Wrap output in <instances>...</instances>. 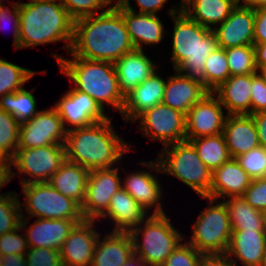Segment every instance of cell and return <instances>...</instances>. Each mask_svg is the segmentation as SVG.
<instances>
[{"label":"cell","instance_id":"1","mask_svg":"<svg viewBox=\"0 0 266 266\" xmlns=\"http://www.w3.org/2000/svg\"><path fill=\"white\" fill-rule=\"evenodd\" d=\"M134 50L123 17L113 5L105 12L74 21L70 53L75 57L114 63Z\"/></svg>","mask_w":266,"mask_h":266},{"label":"cell","instance_id":"2","mask_svg":"<svg viewBox=\"0 0 266 266\" xmlns=\"http://www.w3.org/2000/svg\"><path fill=\"white\" fill-rule=\"evenodd\" d=\"M168 10L174 22L173 33H170L173 69L206 88L205 61L218 47L216 36L212 30L191 20L179 4Z\"/></svg>","mask_w":266,"mask_h":266},{"label":"cell","instance_id":"3","mask_svg":"<svg viewBox=\"0 0 266 266\" xmlns=\"http://www.w3.org/2000/svg\"><path fill=\"white\" fill-rule=\"evenodd\" d=\"M111 120L109 117L91 126L67 131L66 160L89 171L117 166L131 145L116 134Z\"/></svg>","mask_w":266,"mask_h":266},{"label":"cell","instance_id":"4","mask_svg":"<svg viewBox=\"0 0 266 266\" xmlns=\"http://www.w3.org/2000/svg\"><path fill=\"white\" fill-rule=\"evenodd\" d=\"M19 50L65 41L63 49L70 52L74 20L59 1L30 0L19 6Z\"/></svg>","mask_w":266,"mask_h":266},{"label":"cell","instance_id":"5","mask_svg":"<svg viewBox=\"0 0 266 266\" xmlns=\"http://www.w3.org/2000/svg\"><path fill=\"white\" fill-rule=\"evenodd\" d=\"M69 54L72 59H66L57 53L52 56L54 55L62 75H66L75 84L73 88L89 95L104 111L108 104L121 113L125 97L119 90L114 64Z\"/></svg>","mask_w":266,"mask_h":266},{"label":"cell","instance_id":"6","mask_svg":"<svg viewBox=\"0 0 266 266\" xmlns=\"http://www.w3.org/2000/svg\"><path fill=\"white\" fill-rule=\"evenodd\" d=\"M158 156L155 161H141L139 164L156 173L178 178L200 197L209 194L212 171L203 163L189 141L184 140L163 147Z\"/></svg>","mask_w":266,"mask_h":266},{"label":"cell","instance_id":"7","mask_svg":"<svg viewBox=\"0 0 266 266\" xmlns=\"http://www.w3.org/2000/svg\"><path fill=\"white\" fill-rule=\"evenodd\" d=\"M129 234L132 239L134 254L151 266H162L164 261L184 240L182 232H178L173 227L166 214L149 213ZM140 234L143 240L140 239Z\"/></svg>","mask_w":266,"mask_h":266},{"label":"cell","instance_id":"8","mask_svg":"<svg viewBox=\"0 0 266 266\" xmlns=\"http://www.w3.org/2000/svg\"><path fill=\"white\" fill-rule=\"evenodd\" d=\"M201 198L209 206L198 215L188 243L202 254L226 253L232 234L228 210L222 200Z\"/></svg>","mask_w":266,"mask_h":266},{"label":"cell","instance_id":"9","mask_svg":"<svg viewBox=\"0 0 266 266\" xmlns=\"http://www.w3.org/2000/svg\"><path fill=\"white\" fill-rule=\"evenodd\" d=\"M24 202H20L28 216L22 218H46L84 220L81 206L73 199L55 190L48 182L22 184Z\"/></svg>","mask_w":266,"mask_h":266},{"label":"cell","instance_id":"10","mask_svg":"<svg viewBox=\"0 0 266 266\" xmlns=\"http://www.w3.org/2000/svg\"><path fill=\"white\" fill-rule=\"evenodd\" d=\"M65 145L54 144L38 148H18L9 161L17 171H11V178L17 173L27 176L21 178L20 184L48 182L65 161ZM31 178V179H30Z\"/></svg>","mask_w":266,"mask_h":266},{"label":"cell","instance_id":"11","mask_svg":"<svg viewBox=\"0 0 266 266\" xmlns=\"http://www.w3.org/2000/svg\"><path fill=\"white\" fill-rule=\"evenodd\" d=\"M143 137L160 141L163 147L186 140V114L164 104H158L139 115Z\"/></svg>","mask_w":266,"mask_h":266},{"label":"cell","instance_id":"12","mask_svg":"<svg viewBox=\"0 0 266 266\" xmlns=\"http://www.w3.org/2000/svg\"><path fill=\"white\" fill-rule=\"evenodd\" d=\"M67 131L57 109L39 110L27 121L20 123L18 148H38L54 144H65Z\"/></svg>","mask_w":266,"mask_h":266},{"label":"cell","instance_id":"13","mask_svg":"<svg viewBox=\"0 0 266 266\" xmlns=\"http://www.w3.org/2000/svg\"><path fill=\"white\" fill-rule=\"evenodd\" d=\"M121 188L119 166L90 171L85 199L81 205L83 218L97 220L107 210L111 197Z\"/></svg>","mask_w":266,"mask_h":266},{"label":"cell","instance_id":"14","mask_svg":"<svg viewBox=\"0 0 266 266\" xmlns=\"http://www.w3.org/2000/svg\"><path fill=\"white\" fill-rule=\"evenodd\" d=\"M66 131L91 126L109 118L101 106L89 95L75 88L66 91L55 103ZM71 125V127L67 128Z\"/></svg>","mask_w":266,"mask_h":266},{"label":"cell","instance_id":"15","mask_svg":"<svg viewBox=\"0 0 266 266\" xmlns=\"http://www.w3.org/2000/svg\"><path fill=\"white\" fill-rule=\"evenodd\" d=\"M213 92H208L186 114V140L217 135L223 132L228 114Z\"/></svg>","mask_w":266,"mask_h":266},{"label":"cell","instance_id":"16","mask_svg":"<svg viewBox=\"0 0 266 266\" xmlns=\"http://www.w3.org/2000/svg\"><path fill=\"white\" fill-rule=\"evenodd\" d=\"M113 6L121 13L135 49L144 50V45H156L162 41L165 30L157 15L137 13L130 0H120Z\"/></svg>","mask_w":266,"mask_h":266},{"label":"cell","instance_id":"17","mask_svg":"<svg viewBox=\"0 0 266 266\" xmlns=\"http://www.w3.org/2000/svg\"><path fill=\"white\" fill-rule=\"evenodd\" d=\"M255 10L239 4L220 25L213 28L219 48L254 45Z\"/></svg>","mask_w":266,"mask_h":266},{"label":"cell","instance_id":"18","mask_svg":"<svg viewBox=\"0 0 266 266\" xmlns=\"http://www.w3.org/2000/svg\"><path fill=\"white\" fill-rule=\"evenodd\" d=\"M95 220L84 219L77 223L63 242L59 251L66 266H91L99 233L94 229Z\"/></svg>","mask_w":266,"mask_h":266},{"label":"cell","instance_id":"19","mask_svg":"<svg viewBox=\"0 0 266 266\" xmlns=\"http://www.w3.org/2000/svg\"><path fill=\"white\" fill-rule=\"evenodd\" d=\"M29 218H21L20 226L25 229L28 247H47L60 251L63 242L74 226L83 220L46 219L37 220L28 226Z\"/></svg>","mask_w":266,"mask_h":266},{"label":"cell","instance_id":"20","mask_svg":"<svg viewBox=\"0 0 266 266\" xmlns=\"http://www.w3.org/2000/svg\"><path fill=\"white\" fill-rule=\"evenodd\" d=\"M166 79L157 70L125 96V103L121 116L127 123L134 122L143 112L161 104L163 100Z\"/></svg>","mask_w":266,"mask_h":266},{"label":"cell","instance_id":"21","mask_svg":"<svg viewBox=\"0 0 266 266\" xmlns=\"http://www.w3.org/2000/svg\"><path fill=\"white\" fill-rule=\"evenodd\" d=\"M252 178L240 166L236 158L222 164L212 171L209 194L206 197L223 200L243 196Z\"/></svg>","mask_w":266,"mask_h":266},{"label":"cell","instance_id":"22","mask_svg":"<svg viewBox=\"0 0 266 266\" xmlns=\"http://www.w3.org/2000/svg\"><path fill=\"white\" fill-rule=\"evenodd\" d=\"M113 64L118 78L119 90L124 97L157 70V63L155 64L144 53V50L137 49L124 54Z\"/></svg>","mask_w":266,"mask_h":266},{"label":"cell","instance_id":"23","mask_svg":"<svg viewBox=\"0 0 266 266\" xmlns=\"http://www.w3.org/2000/svg\"><path fill=\"white\" fill-rule=\"evenodd\" d=\"M125 180L122 181V188L130 194L133 199L148 210L154 208L151 214H166L162 208V185L160 180L150 171L140 170L134 173H128Z\"/></svg>","mask_w":266,"mask_h":266},{"label":"cell","instance_id":"24","mask_svg":"<svg viewBox=\"0 0 266 266\" xmlns=\"http://www.w3.org/2000/svg\"><path fill=\"white\" fill-rule=\"evenodd\" d=\"M222 134L231 158L260 145L256 125L249 114L227 115Z\"/></svg>","mask_w":266,"mask_h":266},{"label":"cell","instance_id":"25","mask_svg":"<svg viewBox=\"0 0 266 266\" xmlns=\"http://www.w3.org/2000/svg\"><path fill=\"white\" fill-rule=\"evenodd\" d=\"M174 73L167 78L162 104L187 114L209 91L176 70Z\"/></svg>","mask_w":266,"mask_h":266},{"label":"cell","instance_id":"26","mask_svg":"<svg viewBox=\"0 0 266 266\" xmlns=\"http://www.w3.org/2000/svg\"><path fill=\"white\" fill-rule=\"evenodd\" d=\"M265 245L263 230H232L226 254L235 266H238L237 260L243 266H261Z\"/></svg>","mask_w":266,"mask_h":266},{"label":"cell","instance_id":"27","mask_svg":"<svg viewBox=\"0 0 266 266\" xmlns=\"http://www.w3.org/2000/svg\"><path fill=\"white\" fill-rule=\"evenodd\" d=\"M148 215L146 210L121 188L111 197L107 210L98 219L105 217L113 221L115 224L113 232H130Z\"/></svg>","mask_w":266,"mask_h":266},{"label":"cell","instance_id":"28","mask_svg":"<svg viewBox=\"0 0 266 266\" xmlns=\"http://www.w3.org/2000/svg\"><path fill=\"white\" fill-rule=\"evenodd\" d=\"M100 234L94 249L91 266H123L134 254L129 232Z\"/></svg>","mask_w":266,"mask_h":266},{"label":"cell","instance_id":"29","mask_svg":"<svg viewBox=\"0 0 266 266\" xmlns=\"http://www.w3.org/2000/svg\"><path fill=\"white\" fill-rule=\"evenodd\" d=\"M213 93L219 98L228 115H250L251 74L230 76Z\"/></svg>","mask_w":266,"mask_h":266},{"label":"cell","instance_id":"30","mask_svg":"<svg viewBox=\"0 0 266 266\" xmlns=\"http://www.w3.org/2000/svg\"><path fill=\"white\" fill-rule=\"evenodd\" d=\"M89 173L87 168L65 159L48 183L81 206L85 199Z\"/></svg>","mask_w":266,"mask_h":266},{"label":"cell","instance_id":"31","mask_svg":"<svg viewBox=\"0 0 266 266\" xmlns=\"http://www.w3.org/2000/svg\"><path fill=\"white\" fill-rule=\"evenodd\" d=\"M236 5L234 0H185L181 4V11L191 20L213 30L223 23Z\"/></svg>","mask_w":266,"mask_h":266},{"label":"cell","instance_id":"32","mask_svg":"<svg viewBox=\"0 0 266 266\" xmlns=\"http://www.w3.org/2000/svg\"><path fill=\"white\" fill-rule=\"evenodd\" d=\"M222 201L228 210L232 230H263L261 211L252 207L242 196Z\"/></svg>","mask_w":266,"mask_h":266},{"label":"cell","instance_id":"33","mask_svg":"<svg viewBox=\"0 0 266 266\" xmlns=\"http://www.w3.org/2000/svg\"><path fill=\"white\" fill-rule=\"evenodd\" d=\"M189 142L195 147L200 159L211 171L231 159L222 133L194 138Z\"/></svg>","mask_w":266,"mask_h":266},{"label":"cell","instance_id":"34","mask_svg":"<svg viewBox=\"0 0 266 266\" xmlns=\"http://www.w3.org/2000/svg\"><path fill=\"white\" fill-rule=\"evenodd\" d=\"M31 91L24 88L0 97V109L12 114L20 123L32 119L39 111Z\"/></svg>","mask_w":266,"mask_h":266},{"label":"cell","instance_id":"35","mask_svg":"<svg viewBox=\"0 0 266 266\" xmlns=\"http://www.w3.org/2000/svg\"><path fill=\"white\" fill-rule=\"evenodd\" d=\"M36 73L0 58V97L24 88Z\"/></svg>","mask_w":266,"mask_h":266},{"label":"cell","instance_id":"36","mask_svg":"<svg viewBox=\"0 0 266 266\" xmlns=\"http://www.w3.org/2000/svg\"><path fill=\"white\" fill-rule=\"evenodd\" d=\"M206 89L213 92L230 77L225 49L217 47L205 61Z\"/></svg>","mask_w":266,"mask_h":266},{"label":"cell","instance_id":"37","mask_svg":"<svg viewBox=\"0 0 266 266\" xmlns=\"http://www.w3.org/2000/svg\"><path fill=\"white\" fill-rule=\"evenodd\" d=\"M20 122L0 109V154L10 161L19 145Z\"/></svg>","mask_w":266,"mask_h":266},{"label":"cell","instance_id":"38","mask_svg":"<svg viewBox=\"0 0 266 266\" xmlns=\"http://www.w3.org/2000/svg\"><path fill=\"white\" fill-rule=\"evenodd\" d=\"M230 76L248 75L258 72L253 45L225 49Z\"/></svg>","mask_w":266,"mask_h":266},{"label":"cell","instance_id":"39","mask_svg":"<svg viewBox=\"0 0 266 266\" xmlns=\"http://www.w3.org/2000/svg\"><path fill=\"white\" fill-rule=\"evenodd\" d=\"M19 198L20 193L14 191L0 197V236L20 226L23 208Z\"/></svg>","mask_w":266,"mask_h":266},{"label":"cell","instance_id":"40","mask_svg":"<svg viewBox=\"0 0 266 266\" xmlns=\"http://www.w3.org/2000/svg\"><path fill=\"white\" fill-rule=\"evenodd\" d=\"M112 3L111 0H62V5L74 21L105 12L113 5ZM107 6L109 7L106 8ZM99 9H102V12H98Z\"/></svg>","mask_w":266,"mask_h":266},{"label":"cell","instance_id":"41","mask_svg":"<svg viewBox=\"0 0 266 266\" xmlns=\"http://www.w3.org/2000/svg\"><path fill=\"white\" fill-rule=\"evenodd\" d=\"M236 160L252 179L266 177V148L259 145L239 155Z\"/></svg>","mask_w":266,"mask_h":266},{"label":"cell","instance_id":"42","mask_svg":"<svg viewBox=\"0 0 266 266\" xmlns=\"http://www.w3.org/2000/svg\"><path fill=\"white\" fill-rule=\"evenodd\" d=\"M201 255L188 241L181 242L162 266H198Z\"/></svg>","mask_w":266,"mask_h":266},{"label":"cell","instance_id":"43","mask_svg":"<svg viewBox=\"0 0 266 266\" xmlns=\"http://www.w3.org/2000/svg\"><path fill=\"white\" fill-rule=\"evenodd\" d=\"M27 266H62L58 250L47 247H28L26 253Z\"/></svg>","mask_w":266,"mask_h":266},{"label":"cell","instance_id":"44","mask_svg":"<svg viewBox=\"0 0 266 266\" xmlns=\"http://www.w3.org/2000/svg\"><path fill=\"white\" fill-rule=\"evenodd\" d=\"M21 226L17 227L11 232L5 233L0 236V256L7 254H26L28 251L27 240L22 234Z\"/></svg>","mask_w":266,"mask_h":266},{"label":"cell","instance_id":"45","mask_svg":"<svg viewBox=\"0 0 266 266\" xmlns=\"http://www.w3.org/2000/svg\"><path fill=\"white\" fill-rule=\"evenodd\" d=\"M266 111V81L258 73L251 74L250 115Z\"/></svg>","mask_w":266,"mask_h":266},{"label":"cell","instance_id":"46","mask_svg":"<svg viewBox=\"0 0 266 266\" xmlns=\"http://www.w3.org/2000/svg\"><path fill=\"white\" fill-rule=\"evenodd\" d=\"M247 203L257 210L266 209V177L252 179L242 196Z\"/></svg>","mask_w":266,"mask_h":266},{"label":"cell","instance_id":"47","mask_svg":"<svg viewBox=\"0 0 266 266\" xmlns=\"http://www.w3.org/2000/svg\"><path fill=\"white\" fill-rule=\"evenodd\" d=\"M22 2L11 3V7L0 4V29L4 27L5 23L7 24L12 22L13 29V46L16 50H19V38H20V18H19V6ZM3 26H2V25ZM6 26V25H5Z\"/></svg>","mask_w":266,"mask_h":266},{"label":"cell","instance_id":"48","mask_svg":"<svg viewBox=\"0 0 266 266\" xmlns=\"http://www.w3.org/2000/svg\"><path fill=\"white\" fill-rule=\"evenodd\" d=\"M266 43V8L255 10L254 44Z\"/></svg>","mask_w":266,"mask_h":266},{"label":"cell","instance_id":"49","mask_svg":"<svg viewBox=\"0 0 266 266\" xmlns=\"http://www.w3.org/2000/svg\"><path fill=\"white\" fill-rule=\"evenodd\" d=\"M198 266H235L226 253L202 254Z\"/></svg>","mask_w":266,"mask_h":266},{"label":"cell","instance_id":"50","mask_svg":"<svg viewBox=\"0 0 266 266\" xmlns=\"http://www.w3.org/2000/svg\"><path fill=\"white\" fill-rule=\"evenodd\" d=\"M256 125L260 146L266 148V111L251 114Z\"/></svg>","mask_w":266,"mask_h":266},{"label":"cell","instance_id":"51","mask_svg":"<svg viewBox=\"0 0 266 266\" xmlns=\"http://www.w3.org/2000/svg\"><path fill=\"white\" fill-rule=\"evenodd\" d=\"M167 1L168 0H135L138 4L137 7H139V12L152 15H157V12L165 6Z\"/></svg>","mask_w":266,"mask_h":266},{"label":"cell","instance_id":"52","mask_svg":"<svg viewBox=\"0 0 266 266\" xmlns=\"http://www.w3.org/2000/svg\"><path fill=\"white\" fill-rule=\"evenodd\" d=\"M0 266H27L26 254H7L0 256Z\"/></svg>","mask_w":266,"mask_h":266},{"label":"cell","instance_id":"53","mask_svg":"<svg viewBox=\"0 0 266 266\" xmlns=\"http://www.w3.org/2000/svg\"><path fill=\"white\" fill-rule=\"evenodd\" d=\"M255 52V62L257 69L266 66V43H257L253 45Z\"/></svg>","mask_w":266,"mask_h":266},{"label":"cell","instance_id":"54","mask_svg":"<svg viewBox=\"0 0 266 266\" xmlns=\"http://www.w3.org/2000/svg\"><path fill=\"white\" fill-rule=\"evenodd\" d=\"M242 3H238L243 7H247L253 10L266 8V0H241Z\"/></svg>","mask_w":266,"mask_h":266},{"label":"cell","instance_id":"55","mask_svg":"<svg viewBox=\"0 0 266 266\" xmlns=\"http://www.w3.org/2000/svg\"><path fill=\"white\" fill-rule=\"evenodd\" d=\"M13 169H0V191L1 189L11 181V171ZM8 192L4 194H0V197L7 194Z\"/></svg>","mask_w":266,"mask_h":266},{"label":"cell","instance_id":"56","mask_svg":"<svg viewBox=\"0 0 266 266\" xmlns=\"http://www.w3.org/2000/svg\"><path fill=\"white\" fill-rule=\"evenodd\" d=\"M123 266H151L144 259L133 254V256L127 260Z\"/></svg>","mask_w":266,"mask_h":266},{"label":"cell","instance_id":"57","mask_svg":"<svg viewBox=\"0 0 266 266\" xmlns=\"http://www.w3.org/2000/svg\"><path fill=\"white\" fill-rule=\"evenodd\" d=\"M0 169H12L9 161L0 154Z\"/></svg>","mask_w":266,"mask_h":266},{"label":"cell","instance_id":"58","mask_svg":"<svg viewBox=\"0 0 266 266\" xmlns=\"http://www.w3.org/2000/svg\"><path fill=\"white\" fill-rule=\"evenodd\" d=\"M261 218L263 223V231L266 234V209L261 211Z\"/></svg>","mask_w":266,"mask_h":266},{"label":"cell","instance_id":"59","mask_svg":"<svg viewBox=\"0 0 266 266\" xmlns=\"http://www.w3.org/2000/svg\"><path fill=\"white\" fill-rule=\"evenodd\" d=\"M258 73L264 78V80L266 81V66L261 67L258 70Z\"/></svg>","mask_w":266,"mask_h":266},{"label":"cell","instance_id":"60","mask_svg":"<svg viewBox=\"0 0 266 266\" xmlns=\"http://www.w3.org/2000/svg\"><path fill=\"white\" fill-rule=\"evenodd\" d=\"M261 266H266V245H265V249L263 253V260H262Z\"/></svg>","mask_w":266,"mask_h":266},{"label":"cell","instance_id":"61","mask_svg":"<svg viewBox=\"0 0 266 266\" xmlns=\"http://www.w3.org/2000/svg\"><path fill=\"white\" fill-rule=\"evenodd\" d=\"M237 4L241 3V0H234Z\"/></svg>","mask_w":266,"mask_h":266},{"label":"cell","instance_id":"62","mask_svg":"<svg viewBox=\"0 0 266 266\" xmlns=\"http://www.w3.org/2000/svg\"><path fill=\"white\" fill-rule=\"evenodd\" d=\"M49 1H59V2H62V0H49Z\"/></svg>","mask_w":266,"mask_h":266}]
</instances>
